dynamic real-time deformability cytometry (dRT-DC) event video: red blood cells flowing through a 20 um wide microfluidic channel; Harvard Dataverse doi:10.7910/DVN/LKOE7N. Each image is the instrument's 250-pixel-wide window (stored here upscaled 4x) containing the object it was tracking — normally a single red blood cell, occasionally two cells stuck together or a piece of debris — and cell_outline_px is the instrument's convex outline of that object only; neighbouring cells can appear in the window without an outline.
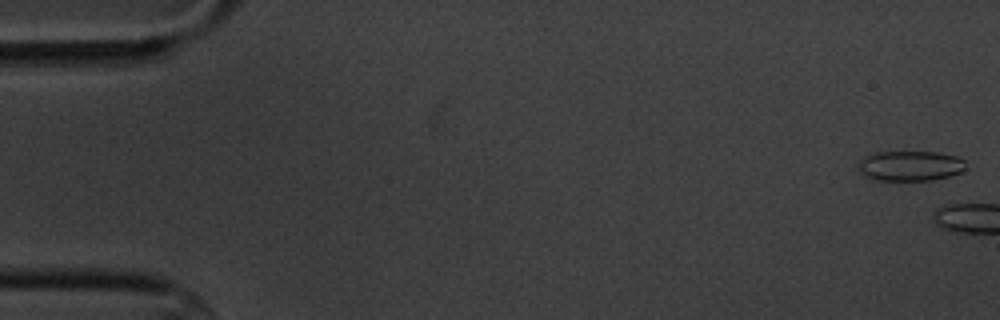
{"species": "common noctule bat (a hibernating species)", "species_latin": "Nyctalus noctula", "temperature_condition": "cold", "stored_images_in_passage": 10, "camera_frame_rate_fps": 3000, "um_per_image_px": 0.085, "animal": {"sex": "male", "body_mass_g": 20.1, "forearm_length_mm": 53.5}, "frame": {"image": 1, "passage_image": 1, "time_ms": 0.0, "image_size_px": [1000, 320], "cell_outline_px": [[964, 168], [960, 172], [948, 176], [932, 180], [872, 180], [864, 176], [856, 168], [860, 160], [864, 156], [876, 152], [936, 152], [956, 156], [964, 160]], "centroid_in_image_um": [77.29, 14.1], "position_along_channel_um": 7.7, "area_um2": 18.9}}
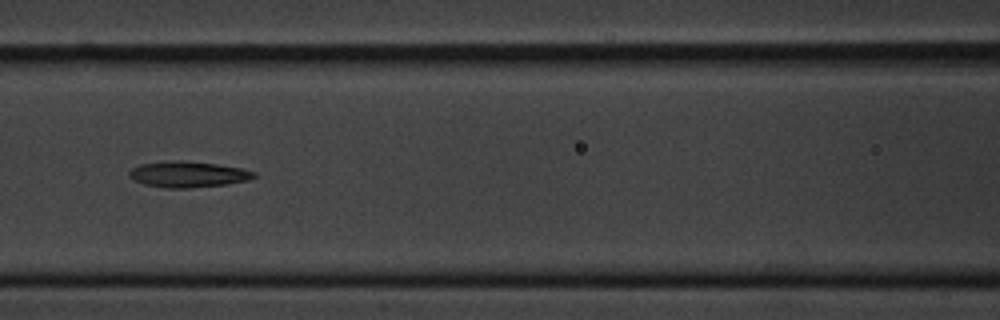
{"frame": {"image": 2, "passage_image": 9, "time_ms": 9.333, "image_size_px": [1000, 320], "cell_outline_px": [[256, 176], [248, 180], [228, 184], [188, 188], [168, 188], [144, 184], [128, 176], [128, 172], [132, 168], [140, 164], [172, 160], [180, 160], [216, 164], [240, 168], [256, 172]], "centroid_in_image_um": [15.98, 14.81], "position_along_channel_um": 150.6, "area_um2": 18.79}}
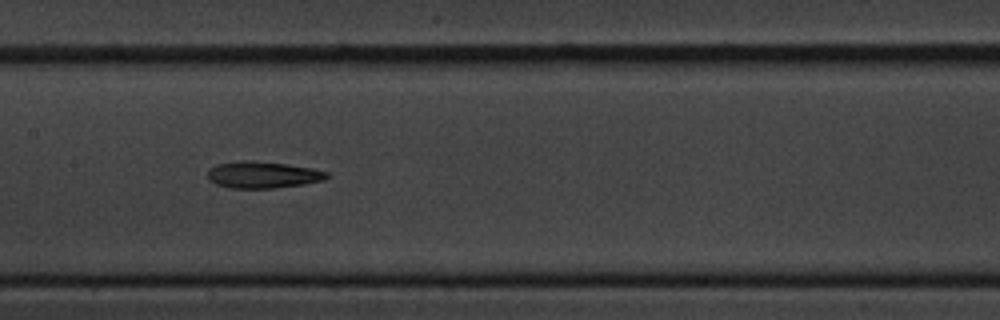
{"frame": {"image": 3, "passage_image": 10, "time_ms": 10.333, "image_size_px": [1000, 320], "cell_outline_px": [[328, 176], [324, 180], [304, 184], [272, 188], [228, 188], [216, 184], [208, 180], [208, 168], [216, 164], [248, 160], [284, 164], [312, 168], [328, 172]], "centroid_in_image_um": [22.3, 14.86], "position_along_channel_um": 185.1, "area_um2": 18.44}}